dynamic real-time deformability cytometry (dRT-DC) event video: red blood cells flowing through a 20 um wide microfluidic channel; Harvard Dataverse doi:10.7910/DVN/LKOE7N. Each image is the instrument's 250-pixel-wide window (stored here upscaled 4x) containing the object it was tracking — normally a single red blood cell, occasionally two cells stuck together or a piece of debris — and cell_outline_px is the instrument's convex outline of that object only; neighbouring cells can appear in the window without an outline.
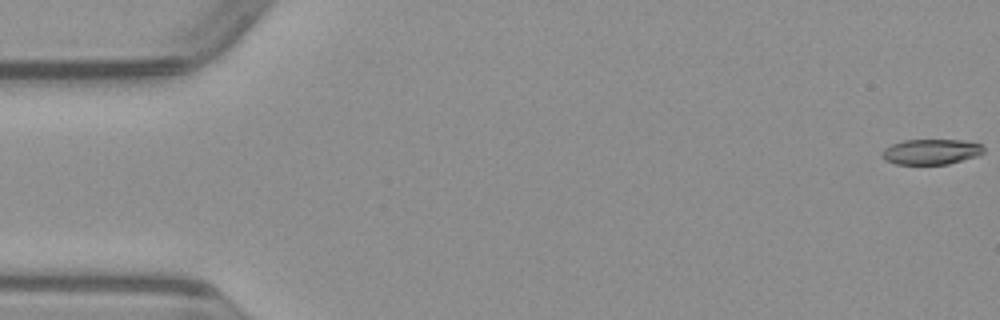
{"species": "common noctule bat (a hibernating species)", "species_latin": "Nyctalus noctula", "temperature_condition": "warm", "stored_images_in_passage": 51, "camera_frame_rate_fps": 3000, "um_per_image_px": 0.085, "animal": {"sex": "male", "body_mass_g": 23.1, "forearm_length_mm": 52.7}, "frame": {"image": 1, "passage_image": 1, "time_ms": 0.0, "image_size_px": [1000, 320], "cell_outline_px": [[984, 152], [976, 156], [948, 164], [896, 164], [884, 160], [880, 156], [884, 148], [892, 144], [904, 140], [960, 140], [980, 144], [984, 148]], "centroid_in_image_um": [79.1, 12.9], "position_along_channel_um": 5.9, "area_um2": 14.97}}
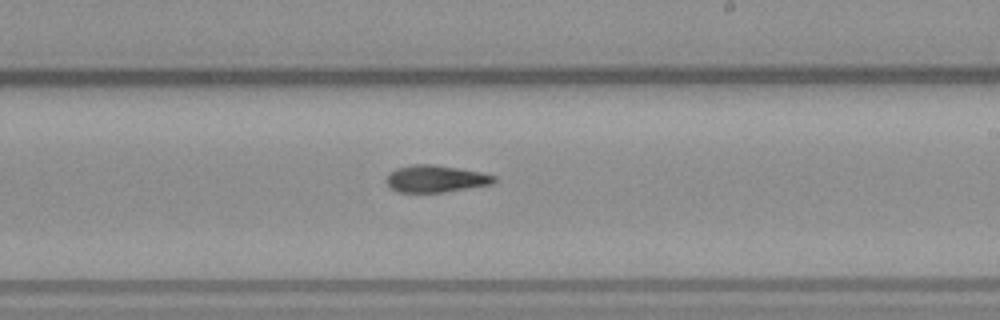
{"frame": {"image": 2, "passage_image": 30, "time_ms": 9.667, "image_size_px": [1000, 320], "cell_outline_px": [[496, 180], [492, 184], [444, 192], [400, 192], [392, 188], [384, 180], [388, 172], [396, 168], [412, 164], [432, 164], [480, 172], [496, 176]], "centroid_in_image_um": [36.99, 15.19], "position_along_channel_um": 252.0, "area_um2": 16.94}}
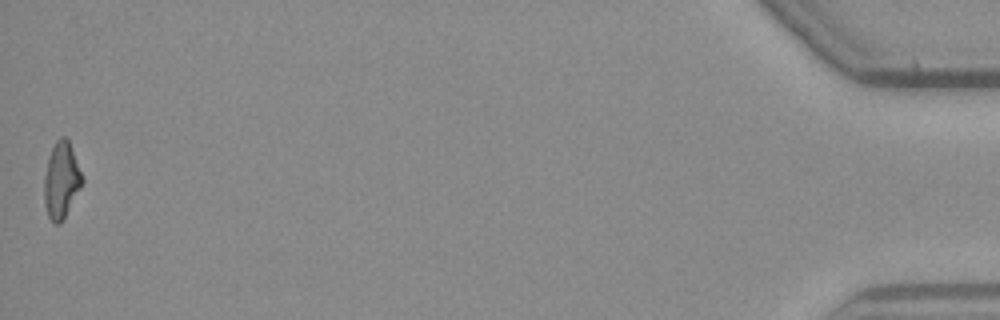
{"frame": {"image": 3, "passage_image": 51, "time_ms": 16.667, "image_size_px": [1000, 320], "cell_outline_px": [[84, 180], [64, 220], [60, 224], [56, 224], [48, 216], [44, 204], [44, 176], [48, 156], [56, 140], [60, 136], [64, 136], [68, 140], [84, 176]], "centroid_in_image_um": [5.22, 15.32], "position_along_channel_um": 430.0, "area_um2": 17.05}}